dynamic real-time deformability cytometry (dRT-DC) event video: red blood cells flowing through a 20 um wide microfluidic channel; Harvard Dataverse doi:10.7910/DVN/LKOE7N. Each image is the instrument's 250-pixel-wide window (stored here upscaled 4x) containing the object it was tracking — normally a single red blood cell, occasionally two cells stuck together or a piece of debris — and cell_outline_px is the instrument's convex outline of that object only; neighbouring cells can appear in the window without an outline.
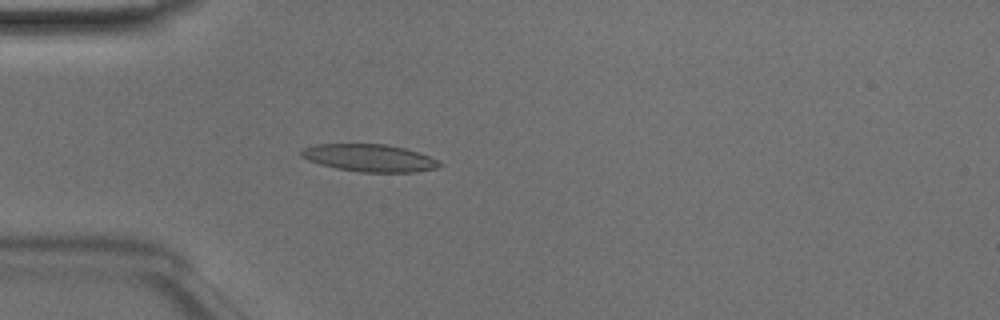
{"species": "Egyptian fruit bat (a non-hibernating species)", "species_latin": "Rousettus aegyptiacus", "temperature_condition": "room temperature", "stored_images_in_passage": 49, "camera_frame_rate_fps": 3000, "um_per_image_px": 0.085, "animal": {"sex": "male"}, "frame": {"image": 1, "passage_image": 14, "time_ms": 4.333, "image_size_px": [1000, 320], "cell_outline_px": [[444, 164], [436, 168], [416, 172], [360, 172], [336, 168], [320, 164], [308, 160], [300, 156], [300, 152], [304, 148], [316, 144], [388, 144], [404, 148], [428, 156]], "centroid_in_image_um": [31.39, 13.42], "position_along_channel_um": 53.6, "area_um2": 21.96}}
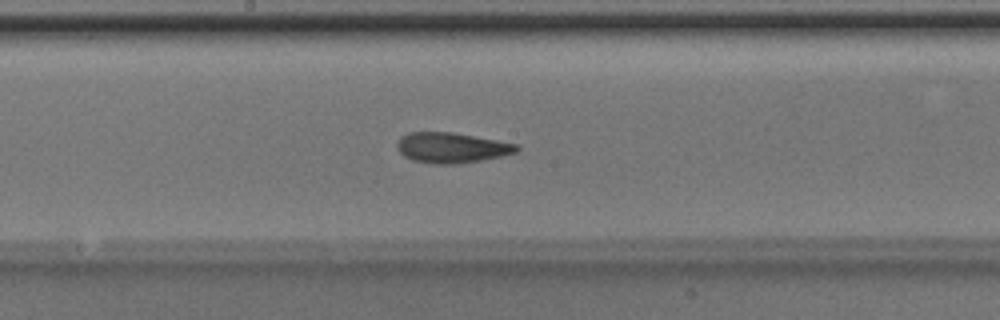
{"frame": {"image": 2, "passage_image": 26, "time_ms": 8.333, "image_size_px": [1000, 320], "cell_outline_px": [[520, 148], [516, 152], [500, 156], [460, 164], [432, 164], [412, 160], [404, 156], [396, 148], [396, 144], [400, 136], [408, 132], [452, 132], [496, 140], [516, 144]], "centroid_in_image_um": [38.33, 12.55], "position_along_channel_um": 209.9, "area_um2": 21.15}}
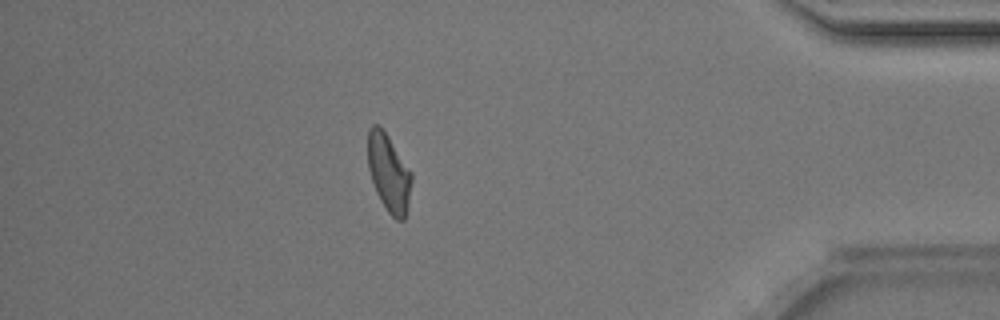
{"frame": {"image": 3, "passage_image": 43, "time_ms": 14.0, "image_size_px": [1000, 320], "cell_outline_px": [[412, 180], [408, 208], [404, 220], [396, 220], [388, 212], [380, 200], [376, 192], [368, 168], [368, 132], [372, 124], [380, 124], [412, 172]], "centroid_in_image_um": [33.05, 14.7], "position_along_channel_um": 402.1, "area_um2": 19.88}, "authors_computed_cell_mechanics": {"area_um2": 20.808, "velocity_mm_per_s": 4.11, "shape_relaxation_time_tau1_ms": 6.9802, "shape_relaxation_time_tau2_ms": 2.2086, "deformation_change_tau1": 0.1809, "deformation_change_tau2": 0.0973}}